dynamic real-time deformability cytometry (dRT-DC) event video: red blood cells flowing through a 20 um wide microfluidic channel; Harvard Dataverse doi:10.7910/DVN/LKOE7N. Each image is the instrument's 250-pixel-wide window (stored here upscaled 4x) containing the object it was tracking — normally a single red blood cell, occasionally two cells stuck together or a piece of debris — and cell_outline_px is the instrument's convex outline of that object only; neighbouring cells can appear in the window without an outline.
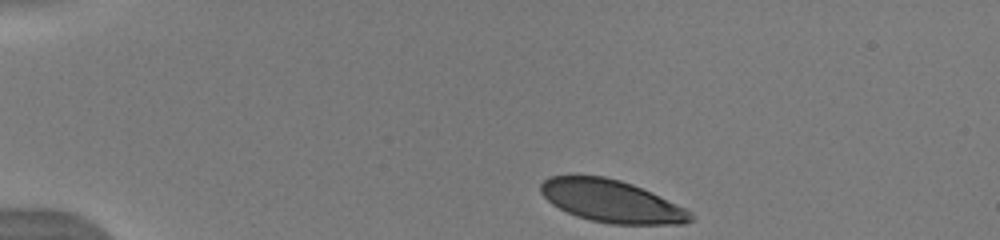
{"species": "human", "species_latin": "Homo sapiens", "temperature_condition": "warm", "stored_images_in_passage": 42, "camera_frame_rate_fps": 3000, "um_per_image_px": 0.085, "donor": {"sex": "male"}, "frame": {"image": 1, "passage_image": 1, "time_ms": 0.0, "image_size_px": [1000, 240], "cell_outline_px": [[696, 216], [692, 220], [684, 224], [608, 224], [576, 216], [552, 204], [540, 192], [540, 184], [548, 176], [604, 176], [620, 180], [632, 184], [684, 208], [692, 212]], "centroid_in_image_um": [51.97, 17.11], "position_along_channel_um": 33.0, "area_um2": 36.65}}
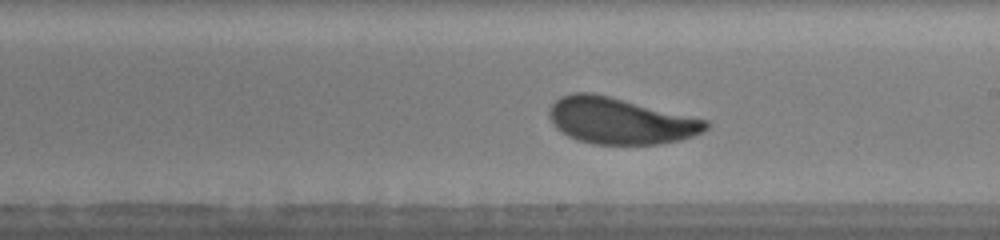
{"frame": {"image": 2, "passage_image": 22, "time_ms": 7.0, "image_size_px": [1000, 240], "cell_outline_px": [[708, 128], [704, 132], [680, 140], [660, 144], [592, 144], [576, 140], [560, 132], [552, 124], [548, 116], [548, 112], [552, 104], [560, 96], [572, 92], [592, 92], [708, 120]], "centroid_in_image_um": [52.68, 10.27], "position_along_channel_um": 236.3, "area_um2": 42.43}}
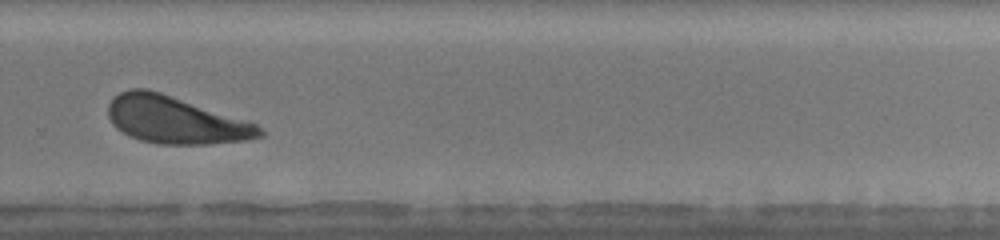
{"frame": {"image": 3, "passage_image": 28, "time_ms": 9.0, "image_size_px": [1000, 240], "cell_outline_px": [[264, 136], [244, 140], [208, 144], [156, 144], [140, 140], [128, 136], [116, 128], [112, 124], [108, 116], [108, 104], [120, 92], [128, 88], [148, 88], [248, 120], [256, 124], [264, 132]], "centroid_in_image_um": [14.89, 10.19], "position_along_channel_um": 314.9, "area_um2": 41.91}, "authors_computed_cell_mechanics": {"area_um2": 41.7605, "velocity_mm_per_s": 3.9508, "shape_relaxation_time_tau1_ms": 2.3833, "shape_relaxation_time_tau2_ms": null, "deformation_change_tau1": 0.1205, "deformation_change_tau2": null}}